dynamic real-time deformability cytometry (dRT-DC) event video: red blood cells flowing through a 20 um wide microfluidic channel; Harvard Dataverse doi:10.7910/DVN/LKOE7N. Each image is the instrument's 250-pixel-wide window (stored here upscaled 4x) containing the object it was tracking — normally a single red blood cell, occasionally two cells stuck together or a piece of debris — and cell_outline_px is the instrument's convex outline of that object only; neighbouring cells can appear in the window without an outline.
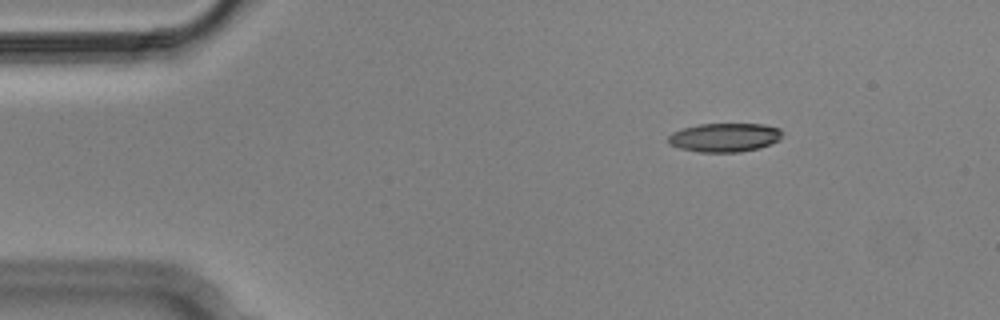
{"species": "Egyptian fruit bat (a non-hibernating species)", "species_latin": "Rousettus aegyptiacus", "temperature_condition": "cold", "stored_images_in_passage": 6, "camera_frame_rate_fps": 3000, "um_per_image_px": 0.085, "animal": {"sex": "male"}, "frame": {"image": 1, "passage_image": 3, "time_ms": 0.667, "image_size_px": [1000, 320], "cell_outline_px": [[784, 132], [780, 140], [756, 148], [740, 152], [696, 152], [680, 148], [668, 144], [668, 136], [672, 132], [684, 128], [700, 124], [764, 124], [780, 128]], "centroid_in_image_um": [61.59, 11.68], "position_along_channel_um": 23.4, "area_um2": 19.19}}
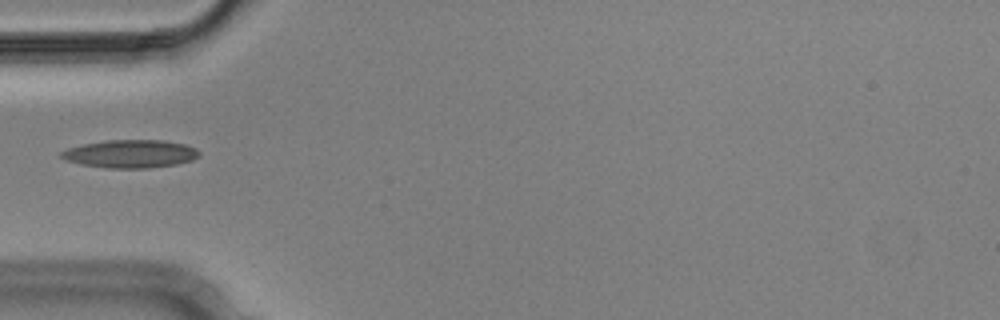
{"frame": {"image": 2, "passage_image": 6, "time_ms": 1.667, "image_size_px": [1000, 320], "cell_outline_px": [[200, 156], [192, 160], [176, 164], [148, 168], [104, 168], [80, 164], [64, 160], [60, 156], [60, 152], [68, 148], [84, 144], [108, 140], [160, 140], [184, 144], [196, 148], [200, 152]], "centroid_in_image_um": [11.07, 13.08], "position_along_channel_um": 73.9, "area_um2": 22.54}}